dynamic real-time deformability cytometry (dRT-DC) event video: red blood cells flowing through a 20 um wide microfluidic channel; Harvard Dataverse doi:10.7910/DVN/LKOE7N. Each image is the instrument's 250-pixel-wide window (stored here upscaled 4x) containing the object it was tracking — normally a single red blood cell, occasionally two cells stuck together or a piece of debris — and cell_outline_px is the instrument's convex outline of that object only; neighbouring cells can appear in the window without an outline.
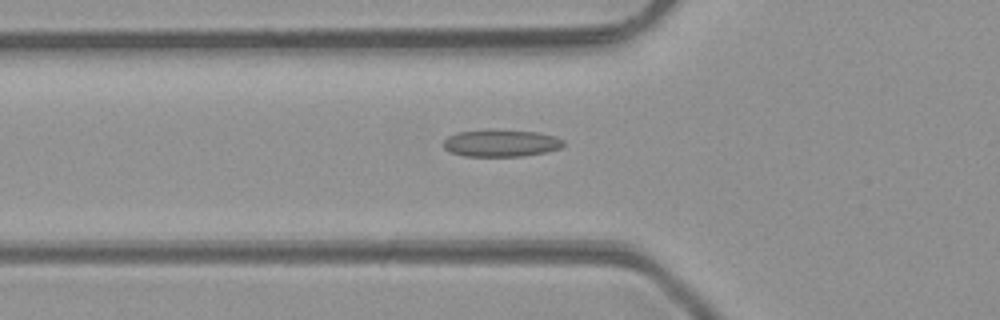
{"species": "common noctule bat (a hibernating species)", "species_latin": "Nyctalus noctula", "temperature_condition": "room temperature", "stored_images_in_passage": 45, "camera_frame_rate_fps": 3000, "um_per_image_px": 0.085, "animal": {"sex": "male", "body_mass_g": 23.1, "forearm_length_mm": 52.7}, "frame": {"image": 1, "passage_image": 14, "time_ms": 4.333, "image_size_px": [1000, 320], "cell_outline_px": [[564, 144], [560, 148], [548, 152], [524, 156], [464, 156], [452, 152], [444, 148], [444, 140], [448, 136], [460, 132], [536, 132], [556, 136], [564, 140]], "centroid_in_image_um": [42.65, 12.21], "position_along_channel_um": 83.2, "area_um2": 18.15}}
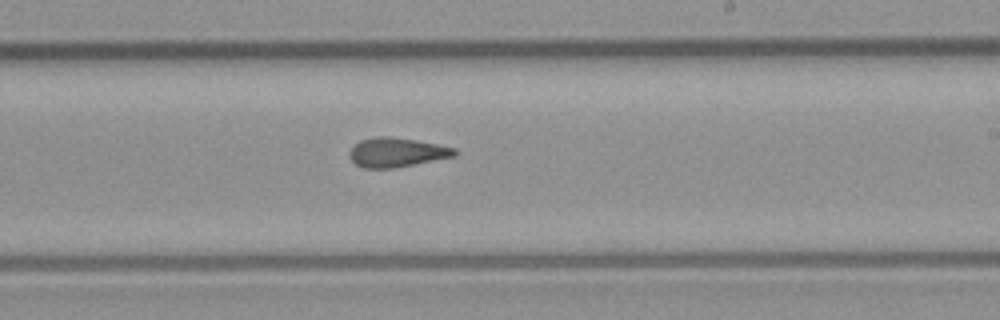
{"frame": {"image": 2, "passage_image": 26, "time_ms": 8.333, "image_size_px": [1000, 320], "cell_outline_px": [[460, 152], [456, 156], [392, 168], [364, 168], [356, 164], [348, 156], [348, 152], [360, 140], [380, 136], [388, 136], [416, 140], [456, 148]], "centroid_in_image_um": [33.74, 12.95], "position_along_channel_um": 255.3, "area_um2": 17.86}}
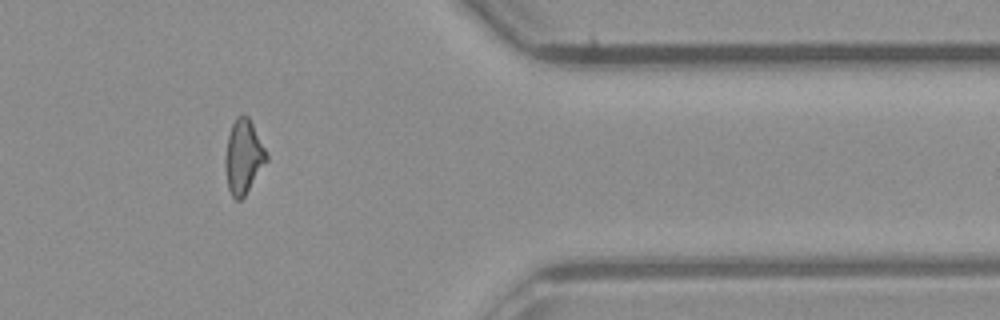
{"frame": {"image": 3, "passage_image": 37, "time_ms": 12.0, "image_size_px": [1000, 320], "cell_outline_px": [[268, 160], [244, 196], [240, 200], [236, 200], [232, 196], [228, 188], [224, 168], [224, 160], [228, 136], [232, 124], [236, 116], [248, 116], [268, 152]], "centroid_in_image_um": [20.69, 13.33], "position_along_channel_um": 390.7, "area_um2": 17.86}}